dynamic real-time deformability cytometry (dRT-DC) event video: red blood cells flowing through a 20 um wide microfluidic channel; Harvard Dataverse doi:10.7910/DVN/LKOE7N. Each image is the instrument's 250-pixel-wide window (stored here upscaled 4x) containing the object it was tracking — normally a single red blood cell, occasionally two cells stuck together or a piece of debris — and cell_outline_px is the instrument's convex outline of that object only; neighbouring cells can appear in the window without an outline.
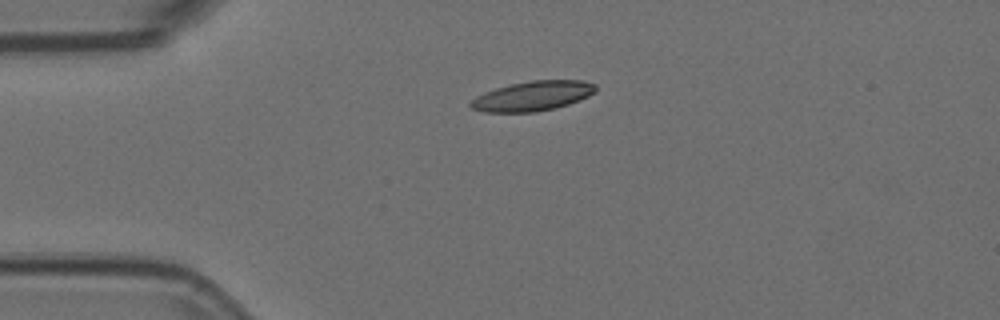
{"species": "Egyptian fruit bat (a non-hibernating species)", "species_latin": "Rousettus aegyptiacus", "temperature_condition": "room temperature", "stored_images_in_passage": 43, "camera_frame_rate_fps": 3000, "um_per_image_px": 0.085, "animal": {"sex": "female"}, "frame": {"image": 1, "passage_image": 1, "time_ms": 0.0, "image_size_px": [1000, 320], "cell_outline_px": [[596, 92], [588, 96], [568, 104], [556, 108], [536, 112], [484, 112], [472, 108], [468, 104], [476, 96], [484, 92], [496, 88], [512, 84], [532, 80], [584, 80], [596, 84]], "centroid_in_image_um": [45.29, 8.16], "position_along_channel_um": 39.7, "area_um2": 21.68}}
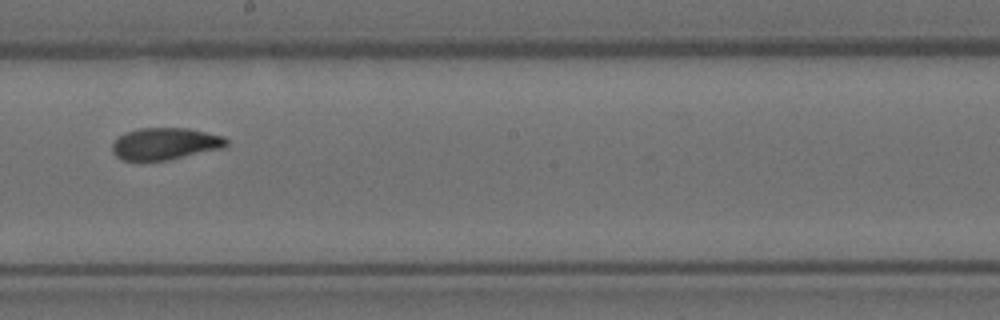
{"frame": {"image": 2, "passage_image": 19, "time_ms": 6.0, "image_size_px": [1000, 320], "cell_outline_px": [[228, 144], [224, 148], [168, 160], [120, 160], [112, 152], [112, 144], [124, 132], [140, 128], [188, 128], [224, 136], [228, 140]], "centroid_in_image_um": [14.05, 12.21], "position_along_channel_um": 234.1, "area_um2": 21.33}}
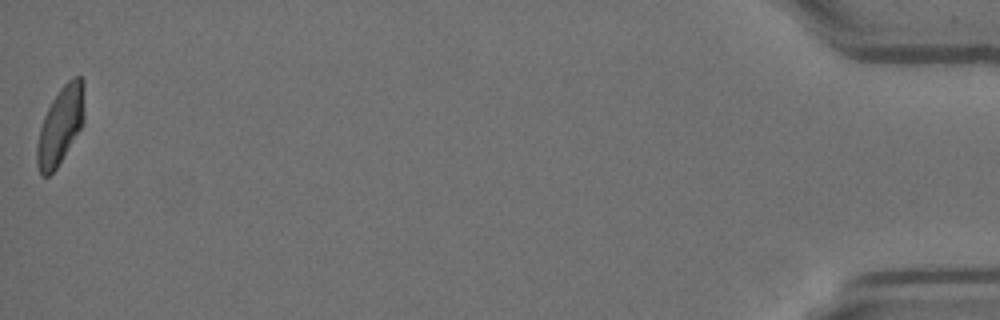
{"frame": {"image": 3, "passage_image": 43, "time_ms": 14.0, "image_size_px": [1000, 320], "cell_outline_px": [[84, 124], [56, 168], [48, 176], [40, 176], [36, 164], [36, 148], [40, 128], [44, 116], [52, 100], [60, 88], [72, 76], [80, 76], [84, 80]], "centroid_in_image_um": [5.15, 10.65], "position_along_channel_um": 430.1, "area_um2": 21.62}, "authors_computed_cell_mechanics": {"area_um2": 21.6172, "velocity_mm_per_s": 3.6967, "shape_relaxation_time_tau1_ms": 4.9282, "shape_relaxation_time_tau2_ms": 3.4208, "deformation_change_tau1": 0.1693, "deformation_change_tau2": 0.0707}}